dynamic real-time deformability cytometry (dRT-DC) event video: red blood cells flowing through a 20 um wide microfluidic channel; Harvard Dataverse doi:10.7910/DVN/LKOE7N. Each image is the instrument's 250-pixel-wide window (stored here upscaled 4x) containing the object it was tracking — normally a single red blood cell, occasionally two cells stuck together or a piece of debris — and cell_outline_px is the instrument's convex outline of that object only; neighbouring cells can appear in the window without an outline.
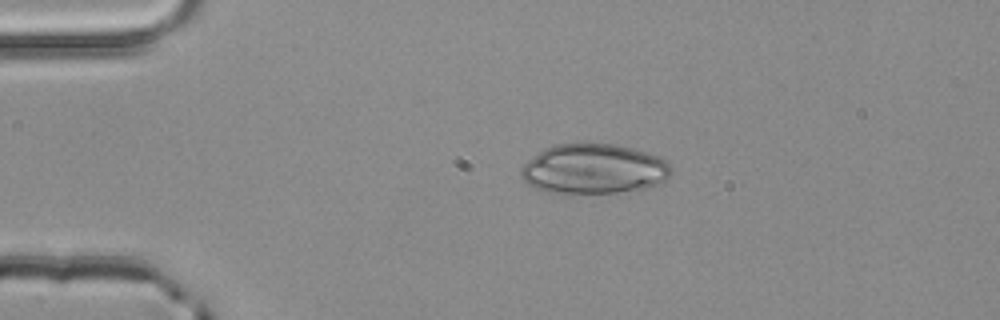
{"species": "common noctule bat (a hibernating species)", "species_latin": "Nyctalus noctula", "temperature_condition": "room temperature", "stored_images_in_passage": 2, "camera_frame_rate_fps": 3000, "um_per_image_px": 0.085, "animal": {"sex": "male", "body_mass_g": 20.4}, "frame": {"image": 1, "passage_image": 1, "time_ms": 0.0, "image_size_px": [1000, 320], "cell_outline_px": [[672, 172], [664, 180], [656, 184], [644, 188], [616, 192], [544, 192], [536, 188], [524, 180], [520, 176], [520, 172], [524, 164], [528, 160], [544, 148], [556, 144], [616, 144], [632, 148], [660, 156], [668, 160], [672, 168]], "centroid_in_image_um": [50.49, 14.34], "position_along_channel_um": 34.5, "area_um2": 43.29}}